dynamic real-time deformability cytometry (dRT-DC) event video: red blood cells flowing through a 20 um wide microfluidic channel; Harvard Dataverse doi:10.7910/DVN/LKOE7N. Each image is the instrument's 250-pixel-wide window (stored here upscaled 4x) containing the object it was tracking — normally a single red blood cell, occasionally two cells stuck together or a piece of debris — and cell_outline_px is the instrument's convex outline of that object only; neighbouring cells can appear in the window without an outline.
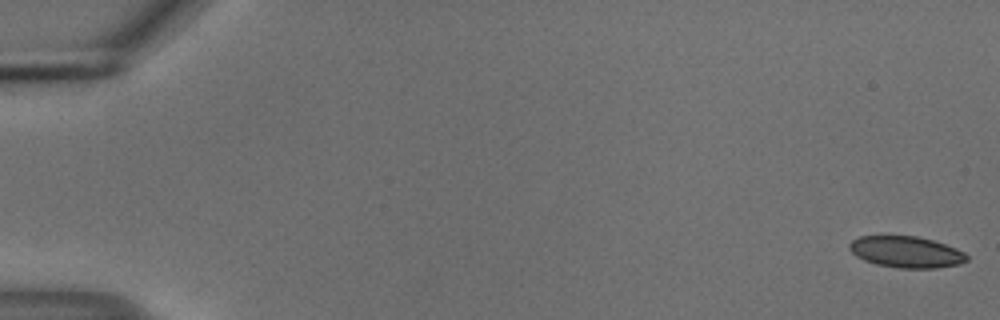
{"species": "common noctule bat (a hibernating species)", "species_latin": "Nyctalus noctula", "temperature_condition": "cold", "stored_images_in_passage": 56, "segment_of_instrument_passage": [1, 2], "camera_frame_rate_fps": 3000, "um_per_image_px": 0.085, "animal": {"sex": "male", "body_mass_g": 18.8}, "frame": {"image": 1, "passage_image": 1, "time_ms": 0.0, "image_size_px": [1000, 320], "cell_outline_px": [[968, 260], [960, 264], [936, 268], [900, 268], [876, 264], [864, 260], [856, 256], [848, 248], [848, 244], [852, 240], [860, 236], [880, 232], [916, 236], [932, 240], [956, 248], [964, 252], [968, 256]], "centroid_in_image_um": [76.96, 21.36], "position_along_channel_um": 8.0, "area_um2": 22.25}}
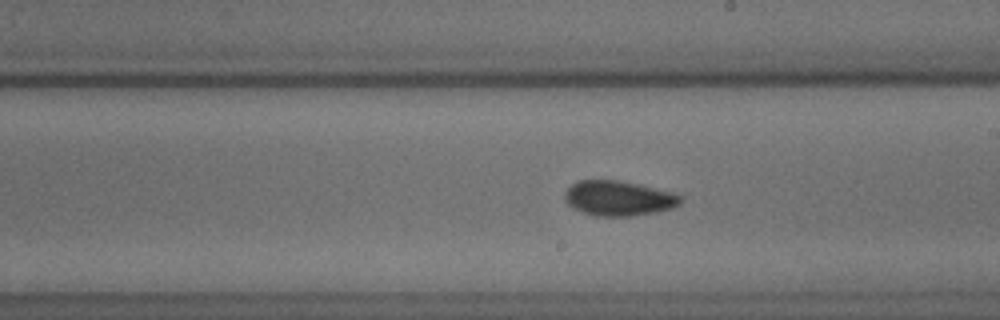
{"frame": {"image": 2, "passage_image": 32, "time_ms": 10.333, "image_size_px": [1000, 320], "cell_outline_px": [[680, 204], [672, 208], [652, 212], [628, 216], [596, 216], [584, 212], [568, 204], [564, 200], [564, 192], [572, 184], [580, 180], [620, 180], [672, 192], [680, 196]], "centroid_in_image_um": [52.54, 16.84], "position_along_channel_um": 236.5, "area_um2": 23.24}}
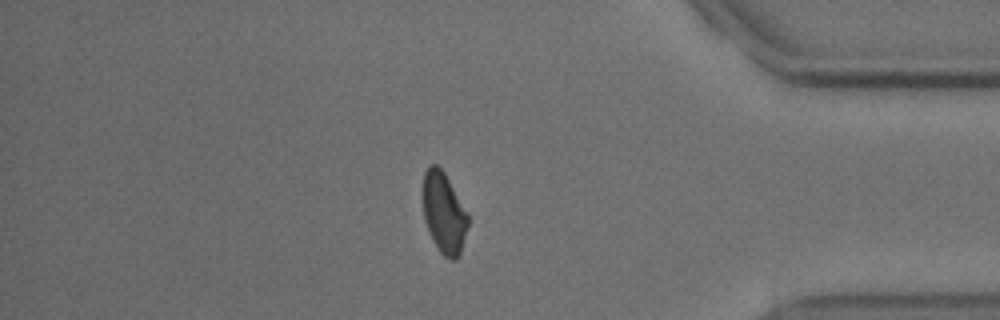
{"frame": {"image": 3, "passage_image": 47, "time_ms": 15.333, "image_size_px": [1000, 320], "cell_outline_px": [[468, 224], [460, 256], [456, 260], [452, 260], [444, 256], [440, 252], [424, 220], [424, 172], [432, 164], [436, 164], [444, 172], [468, 212]], "centroid_in_image_um": [37.77, 18.11], "position_along_channel_um": 397.4, "area_um2": 20.92}}